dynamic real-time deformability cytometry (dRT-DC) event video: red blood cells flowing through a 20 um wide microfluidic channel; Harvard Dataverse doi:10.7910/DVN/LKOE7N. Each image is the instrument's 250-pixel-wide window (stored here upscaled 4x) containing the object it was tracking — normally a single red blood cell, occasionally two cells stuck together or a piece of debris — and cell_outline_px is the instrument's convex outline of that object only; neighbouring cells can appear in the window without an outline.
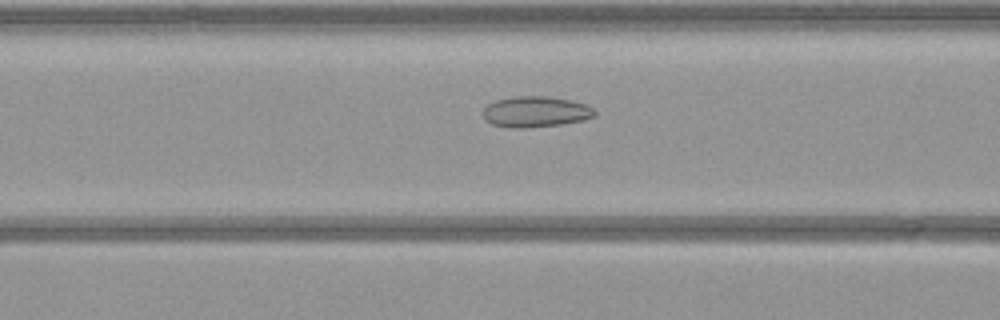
{"species": "common noctule bat (a hibernating species)", "species_latin": "Nyctalus noctula", "temperature_condition": "warm", "stored_images_in_passage": 54, "camera_frame_rate_fps": 3000, "um_per_image_px": 0.085, "animal": {"sex": "female", "body_mass_g": 21.9}, "frame": {"image": 1, "passage_image": 21, "time_ms": 6.667, "image_size_px": [1000, 320], "cell_outline_px": [[596, 116], [584, 120], [560, 124], [524, 128], [508, 128], [492, 124], [484, 120], [480, 112], [488, 104], [496, 100], [516, 96], [548, 96], [588, 104], [596, 112]], "centroid_in_image_um": [45.49, 9.5], "position_along_channel_um": 121.1, "area_um2": 20.29}}
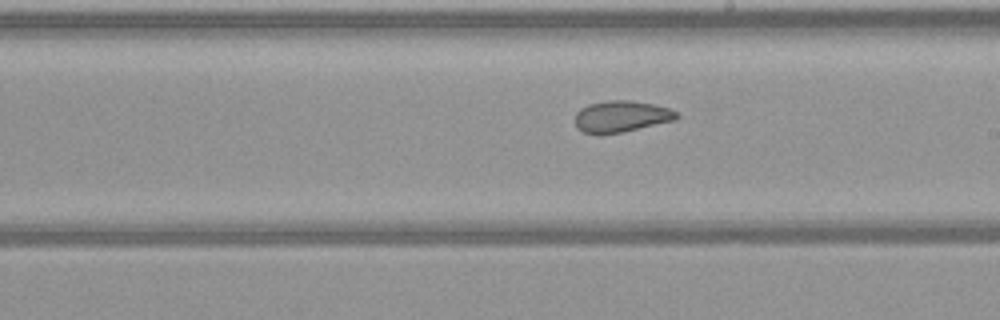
{"frame": {"image": 2, "passage_image": 30, "time_ms": 9.667, "image_size_px": [1000, 320], "cell_outline_px": [[680, 116], [676, 120], [620, 132], [600, 136], [584, 132], [576, 128], [576, 112], [580, 108], [588, 104], [608, 100], [628, 100], [652, 104], [668, 108], [676, 112]], "centroid_in_image_um": [52.77, 9.91], "position_along_channel_um": 236.2, "area_um2": 18.67}}
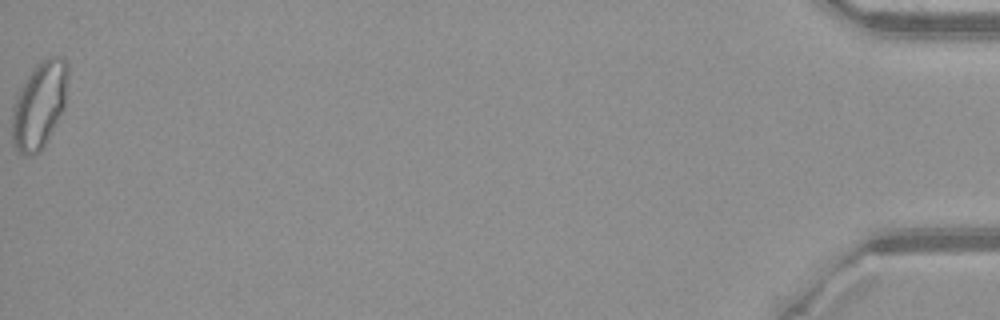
{"frame": {"image": 3, "passage_image": 54, "time_ms": 17.667, "image_size_px": [1000, 320], "cell_outline_px": [[68, 76], [64, 108], [44, 144], [36, 152], [24, 156], [12, 144], [12, 108], [16, 96], [20, 88], [32, 68], [36, 64], [48, 56], [60, 56], [68, 64]], "centroid_in_image_um": [3.33, 8.87], "position_along_channel_um": 431.9, "area_um2": 27.98}}